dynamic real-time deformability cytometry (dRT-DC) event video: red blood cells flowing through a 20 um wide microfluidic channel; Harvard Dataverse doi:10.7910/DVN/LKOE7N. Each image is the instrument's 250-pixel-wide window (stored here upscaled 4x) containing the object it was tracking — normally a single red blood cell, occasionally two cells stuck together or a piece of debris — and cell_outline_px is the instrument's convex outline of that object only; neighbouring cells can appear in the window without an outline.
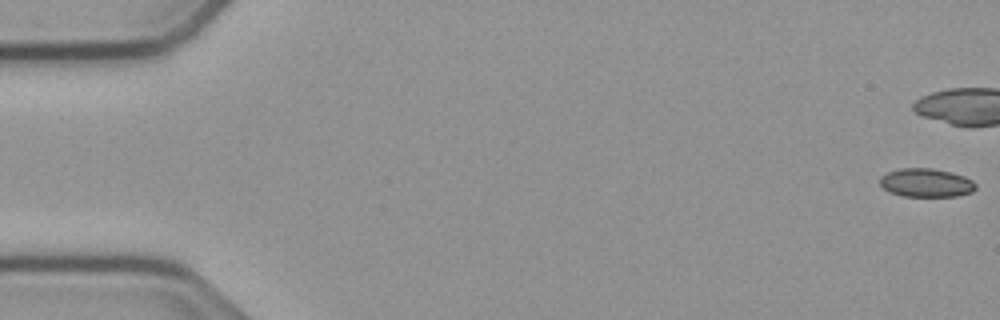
{"species": "common noctule bat (a hibernating species)", "species_latin": "Nyctalus noctula", "temperature_condition": "cold", "stored_images_in_passage": 17, "camera_frame_rate_fps": 3000, "um_per_image_px": 0.085, "animal": {"sex": "male", "body_mass_g": 23.1, "forearm_length_mm": 52.7}, "frame": {"image": 1, "passage_image": 1, "time_ms": 0.0, "image_size_px": [1000, 320], "cell_outline_px": [[976, 188], [972, 192], [956, 196], [904, 196], [888, 192], [880, 184], [880, 176], [888, 172], [900, 168], [932, 168], [952, 172], [964, 176], [972, 180], [976, 184]], "centroid_in_image_um": [78.72, 15.53], "position_along_channel_um": 6.3, "area_um2": 16.01}}